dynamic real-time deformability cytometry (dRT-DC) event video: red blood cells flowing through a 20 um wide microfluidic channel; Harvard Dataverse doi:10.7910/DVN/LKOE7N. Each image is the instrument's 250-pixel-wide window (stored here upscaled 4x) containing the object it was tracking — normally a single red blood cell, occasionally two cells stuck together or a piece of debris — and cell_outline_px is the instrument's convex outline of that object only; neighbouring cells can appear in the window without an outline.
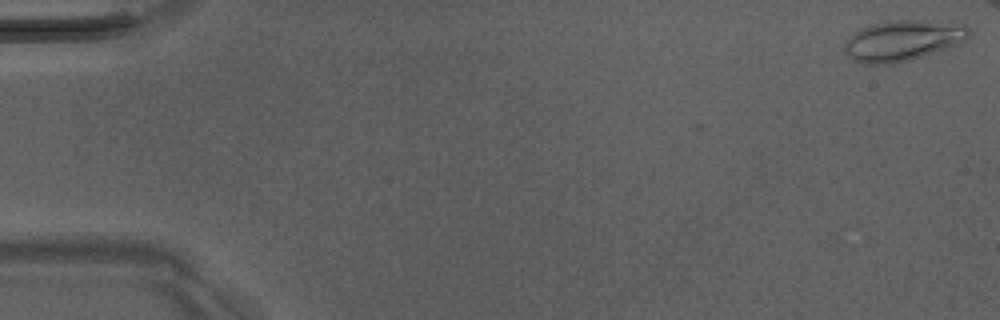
{"species": "Egyptian fruit bat (a non-hibernating species)", "species_latin": "Rousettus aegyptiacus", "temperature_condition": "room temperature", "stored_images_in_passage": 8, "camera_frame_rate_fps": 3000, "um_per_image_px": 0.085, "animal": {"sex": "male"}, "frame": {"image": 1, "passage_image": 1, "time_ms": 0.0, "image_size_px": [1000, 320], "cell_outline_px": [[972, 32], [964, 40], [956, 44], [912, 60], [892, 64], [860, 64], [852, 60], [844, 52], [844, 40], [856, 32], [872, 24], [888, 20], [924, 20], [964, 24]], "centroid_in_image_um": [76.69, 3.45], "position_along_channel_um": 8.3, "area_um2": 29.54}}